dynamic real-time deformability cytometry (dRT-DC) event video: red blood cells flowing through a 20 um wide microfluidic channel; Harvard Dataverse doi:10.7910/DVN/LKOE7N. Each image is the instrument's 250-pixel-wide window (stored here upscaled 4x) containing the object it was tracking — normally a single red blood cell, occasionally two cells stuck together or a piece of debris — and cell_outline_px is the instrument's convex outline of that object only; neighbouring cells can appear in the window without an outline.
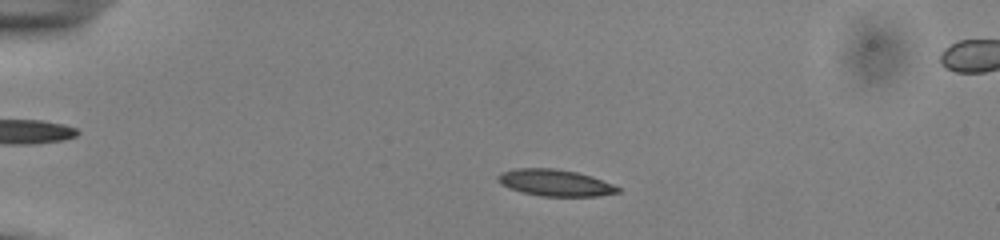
{"species": "common noctule bat (a hibernating species)", "species_latin": "Nyctalus noctula", "temperature_condition": "cold", "stored_images_in_passage": 46, "camera_frame_rate_fps": 3000, "um_per_image_px": 0.085, "animal": {"sex": "male", "body_mass_g": 13.0, "forearm_length_mm": 53.1}, "frame": {"image": 1, "passage_image": 5, "time_ms": 1.333, "image_size_px": [1000, 240], "cell_outline_px": [[620, 192], [600, 196], [540, 196], [508, 188], [500, 184], [496, 180], [496, 176], [500, 172], [516, 168], [552, 168], [576, 172], [592, 176], [612, 184], [620, 188]], "centroid_in_image_um": [47.15, 15.53], "position_along_channel_um": 37.9, "area_um2": 18.67}}
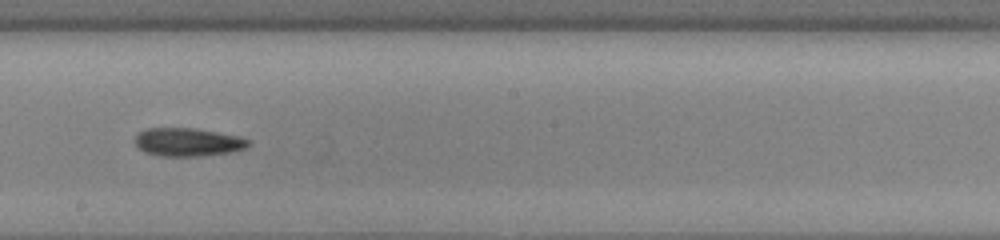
{"frame": {"image": 2, "passage_image": 24, "time_ms": 7.667, "image_size_px": [1000, 240], "cell_outline_px": [[252, 144], [248, 148], [232, 152], [200, 156], [160, 156], [144, 152], [136, 144], [136, 136], [140, 132], [148, 128], [196, 128], [240, 136], [252, 140]], "centroid_in_image_um": [16.06, 12.08], "position_along_channel_um": 232.1, "area_um2": 18.9}}
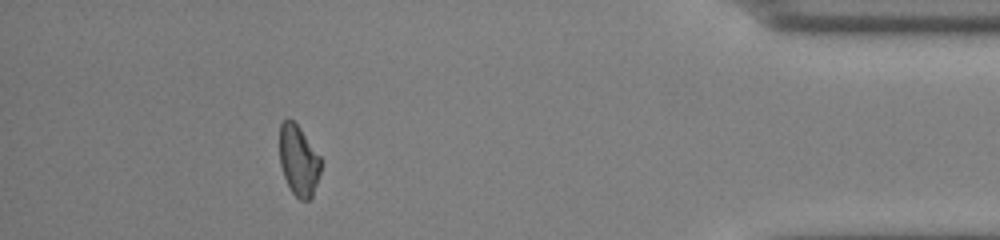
{"frame": {"image": 3, "passage_image": 41, "time_ms": 13.333, "image_size_px": [1000, 240], "cell_outline_px": [[320, 172], [312, 196], [308, 200], [300, 200], [292, 192], [284, 176], [280, 164], [280, 124], [288, 116], [300, 128], [320, 156]], "centroid_in_image_um": [25.37, 13.62], "position_along_channel_um": 409.8, "area_um2": 16.76}, "authors_computed_cell_mechanics": {"area_um2": 18.4671, "velocity_mm_per_s": 3.9109, "shape_relaxation_time_tau1_ms": 1.7974, "shape_relaxation_time_tau2_ms": 4.0457, "deformation_change_tau1": 0.0746, "deformation_change_tau2": 0.1067}}